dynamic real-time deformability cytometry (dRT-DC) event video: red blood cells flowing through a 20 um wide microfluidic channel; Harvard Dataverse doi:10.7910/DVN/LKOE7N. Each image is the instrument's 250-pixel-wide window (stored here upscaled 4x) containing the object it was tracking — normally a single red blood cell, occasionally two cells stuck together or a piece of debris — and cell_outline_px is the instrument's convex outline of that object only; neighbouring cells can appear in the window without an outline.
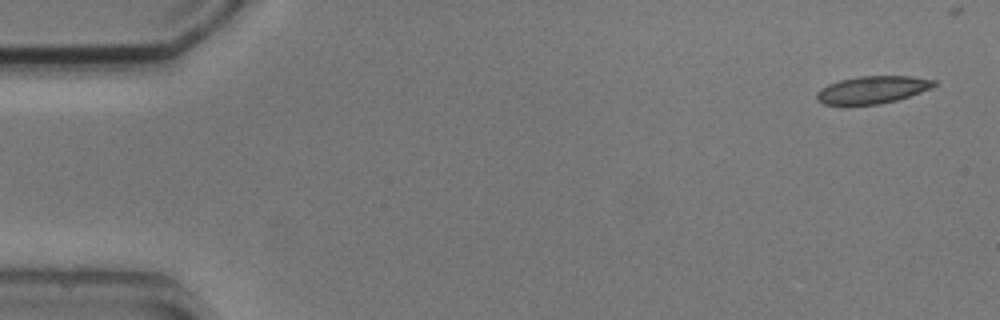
{"species": "common noctule bat (a hibernating species)", "species_latin": "Nyctalus noctula", "temperature_condition": "cold", "stored_images_in_passage": 2, "camera_frame_rate_fps": 3000, "um_per_image_px": 0.085, "animal": {"sex": "male", "body_mass_g": 20.5, "forearm_length_mm": 52.5}, "frame": {"image": 1, "passage_image": 1, "time_ms": 0.0, "image_size_px": [1000, 320], "cell_outline_px": [[940, 84], [932, 88], [896, 100], [880, 104], [824, 104], [816, 100], [816, 92], [820, 88], [828, 84], [840, 80], [856, 76], [912, 76], [936, 80]], "centroid_in_image_um": [74.17, 7.61], "position_along_channel_um": 10.8, "area_um2": 18.84}}